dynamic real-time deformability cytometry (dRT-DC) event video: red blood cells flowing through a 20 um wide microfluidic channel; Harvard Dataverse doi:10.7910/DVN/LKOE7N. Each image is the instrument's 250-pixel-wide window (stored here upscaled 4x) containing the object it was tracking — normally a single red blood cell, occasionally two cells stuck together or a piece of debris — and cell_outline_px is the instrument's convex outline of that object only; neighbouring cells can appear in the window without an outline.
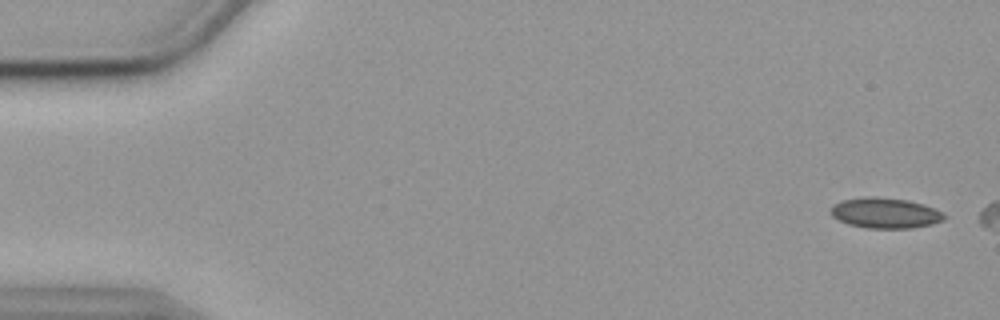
{"species": "common noctule bat (a hibernating species)", "species_latin": "Nyctalus noctula", "temperature_condition": "cold", "stored_images_in_passage": 3, "camera_frame_rate_fps": 3000, "um_per_image_px": 0.085, "animal": {"sex": "female", "body_mass_g": 19.9}, "frame": {"image": 1, "passage_image": 2, "time_ms": 0.333, "image_size_px": [1000, 320], "cell_outline_px": [[948, 216], [944, 220], [932, 224], [912, 228], [868, 228], [848, 224], [832, 216], [828, 212], [832, 204], [840, 200], [864, 196], [876, 196], [908, 200], [924, 204], [936, 208], [944, 212]], "centroid_in_image_um": [75.25, 18.09], "position_along_channel_um": 9.8, "area_um2": 20.63}}